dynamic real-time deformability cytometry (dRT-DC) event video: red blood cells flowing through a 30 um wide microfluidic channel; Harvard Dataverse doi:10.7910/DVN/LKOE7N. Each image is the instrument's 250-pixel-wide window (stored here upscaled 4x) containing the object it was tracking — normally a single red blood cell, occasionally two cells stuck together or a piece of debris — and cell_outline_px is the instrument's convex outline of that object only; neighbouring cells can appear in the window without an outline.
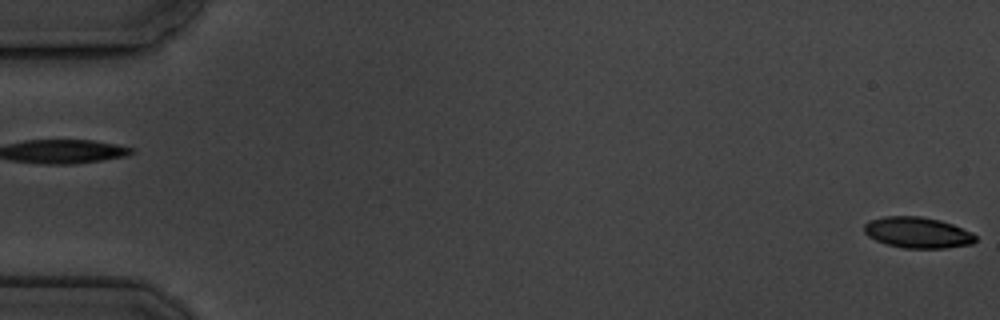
{"species": "common noctule bat (a hibernating species)", "species_latin": "Nyctalus noctula", "temperature_condition": "cold", "stored_images_in_passage": 6, "camera_frame_rate_fps": 3000, "um_per_image_px": 0.085, "animal": {"sex": "male", "body_mass_g": 19.5, "forearm_length_mm": 54.6}, "frame": {"image": 1, "passage_image": 1, "time_ms": 0.0, "image_size_px": [1000, 320], "cell_outline_px": [[976, 240], [972, 244], [944, 248], [904, 248], [888, 244], [876, 240], [868, 236], [864, 232], [864, 224], [868, 220], [884, 216], [920, 216], [940, 220], [952, 224], [972, 232], [976, 236]], "centroid_in_image_um": [77.98, 19.76], "position_along_channel_um": 7.0, "area_um2": 20.11}}
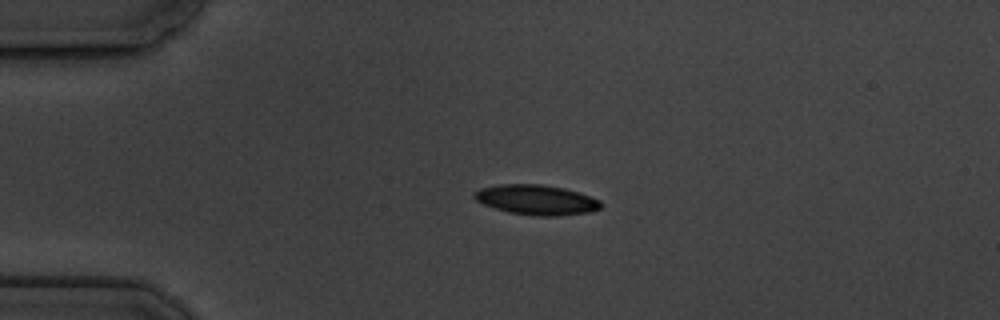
{"frame": {"image": 2, "passage_image": 5, "time_ms": 4.333, "image_size_px": [1000, 320], "cell_outline_px": [[604, 204], [600, 208], [588, 212], [560, 216], [536, 216], [508, 212], [484, 204], [476, 200], [472, 196], [472, 192], [480, 188], [496, 184], [540, 184], [564, 188], [600, 200]], "centroid_in_image_um": [45.56, 16.98], "position_along_channel_um": 39.4, "area_um2": 22.14}}